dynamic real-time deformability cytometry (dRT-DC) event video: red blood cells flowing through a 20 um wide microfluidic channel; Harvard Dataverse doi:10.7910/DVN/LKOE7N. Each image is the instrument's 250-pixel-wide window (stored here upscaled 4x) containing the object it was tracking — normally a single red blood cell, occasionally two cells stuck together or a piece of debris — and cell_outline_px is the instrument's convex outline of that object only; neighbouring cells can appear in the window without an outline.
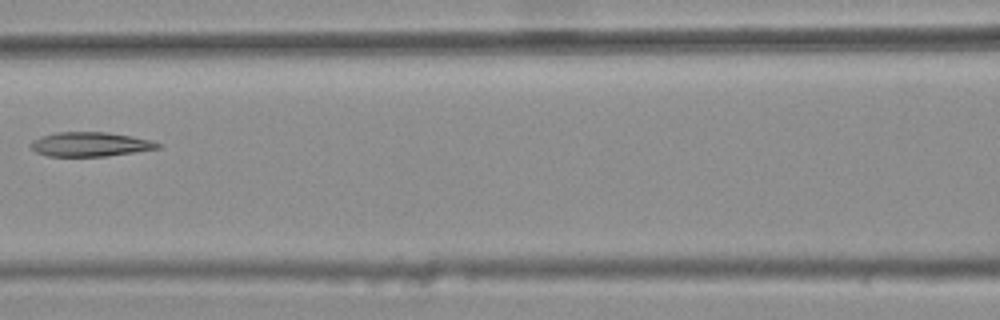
{"species": "common noctule bat (a hibernating species)", "species_latin": "Nyctalus noctula", "temperature_condition": "warm", "stored_images_in_passage": 6, "camera_frame_rate_fps": 3000, "um_per_image_px": 0.085, "animal": {"sex": "female", "body_mass_g": 25.1}, "frame": {"image": 1, "passage_image": 5, "time_ms": 1.333, "image_size_px": [1000, 320], "cell_outline_px": [[164, 144], [160, 148], [136, 152], [104, 156], [48, 156], [36, 152], [28, 144], [32, 140], [40, 136], [56, 132], [104, 132], [132, 136], [152, 140]], "centroid_in_image_um": [7.68, 12.26], "position_along_channel_um": 158.9, "area_um2": 18.15}}
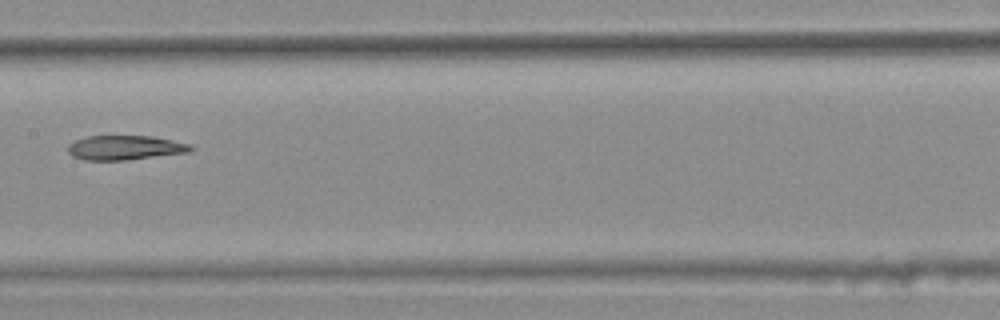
{"frame": {"image": 2, "passage_image": 6, "time_ms": 1.667, "image_size_px": [1000, 320], "cell_outline_px": [[196, 148], [188, 152], [124, 160], [84, 160], [72, 156], [68, 152], [68, 144], [76, 140], [88, 136], [152, 136], [172, 140], [188, 144]], "centroid_in_image_um": [10.6, 12.55], "position_along_channel_um": 196.8, "area_um2": 17.34}}